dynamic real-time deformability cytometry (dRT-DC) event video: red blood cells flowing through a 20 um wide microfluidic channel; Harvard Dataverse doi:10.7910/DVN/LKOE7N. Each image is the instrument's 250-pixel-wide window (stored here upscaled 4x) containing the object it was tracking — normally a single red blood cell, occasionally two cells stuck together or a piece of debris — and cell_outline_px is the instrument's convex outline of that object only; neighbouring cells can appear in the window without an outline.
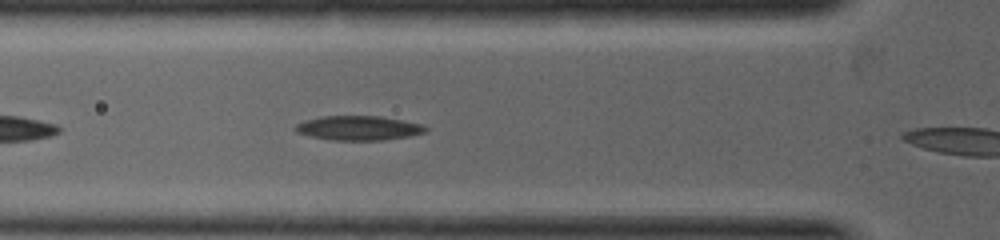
{"species": "common noctule bat (a hibernating species)", "species_latin": "Nyctalus noctula", "temperature_condition": "warm", "stored_images_in_passage": 5, "camera_frame_rate_fps": 5000, "um_per_image_px": 0.085, "animal": {"sex": "female", "body_mass_g": 19.0, "forearm_length_mm": 53.3}, "frame": {"image": 1, "passage_image": 4, "time_ms": 1.0, "image_size_px": [1000, 240], "cell_outline_px": [[428, 128], [424, 132], [408, 136], [384, 140], [332, 140], [308, 136], [296, 132], [292, 128], [296, 124], [304, 120], [320, 116], [380, 116], [424, 124]], "centroid_in_image_um": [30.43, 10.88], "position_along_channel_um": 95.4, "area_um2": 18.67}}